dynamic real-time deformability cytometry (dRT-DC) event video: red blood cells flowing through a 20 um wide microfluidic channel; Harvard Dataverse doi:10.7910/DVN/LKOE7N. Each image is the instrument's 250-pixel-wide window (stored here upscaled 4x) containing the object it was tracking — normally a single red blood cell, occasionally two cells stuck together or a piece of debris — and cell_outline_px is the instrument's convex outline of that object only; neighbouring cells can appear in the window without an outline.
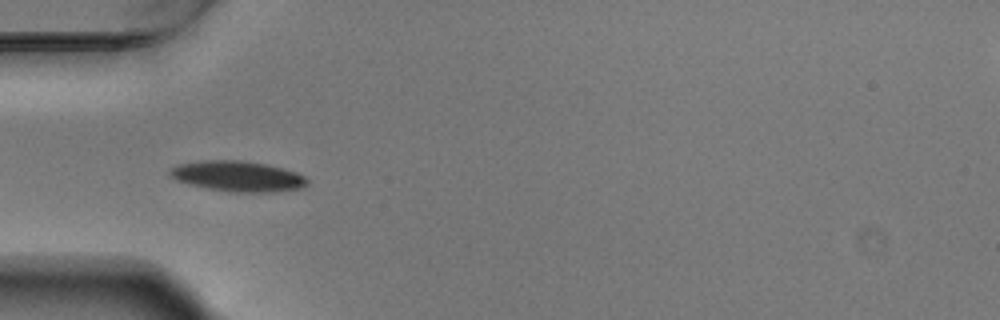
{"species": "Egyptian fruit bat (a non-hibernating species)", "species_latin": "Rousettus aegyptiacus", "temperature_condition": "warm", "stored_images_in_passage": 34, "camera_frame_rate_fps": 3000, "um_per_image_px": 0.085, "animal": {"sex": "male"}, "frame": {"image": 1, "passage_image": 3, "time_ms": 0.667, "image_size_px": [1000, 320], "cell_outline_px": [[308, 184], [300, 188], [272, 192], [232, 192], [208, 188], [188, 184], [176, 180], [168, 176], [168, 172], [176, 164], [200, 160], [240, 160], [264, 164], [296, 172], [304, 176], [308, 180]], "centroid_in_image_um": [20.15, 14.98], "position_along_channel_um": 64.9, "area_um2": 24.39}}
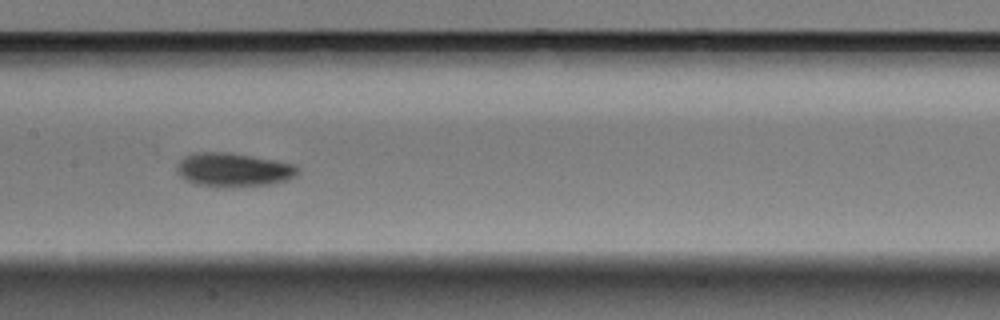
{"frame": {"image": 2, "passage_image": 13, "time_ms": 4.0, "image_size_px": [1000, 320], "cell_outline_px": [[300, 168], [296, 176], [284, 180], [268, 184], [228, 188], [220, 188], [196, 184], [180, 176], [176, 172], [176, 164], [184, 156], [196, 152], [228, 152], [276, 160], [296, 164]], "centroid_in_image_um": [19.82, 14.43], "position_along_channel_um": 187.6, "area_um2": 24.1}}
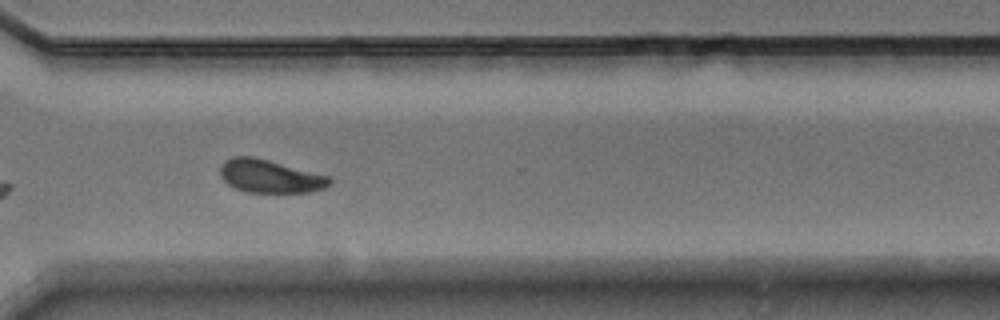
{"frame": {"image": 3, "passage_image": 26, "time_ms": 8.333, "image_size_px": [1000, 320], "cell_outline_px": [[332, 184], [324, 188], [312, 192], [248, 192], [236, 188], [228, 184], [220, 176], [220, 168], [224, 160], [232, 156], [252, 156], [268, 160], [328, 176], [332, 180]], "centroid_in_image_um": [22.93, 14.98], "position_along_channel_um": 347.7, "area_um2": 20.98}, "authors_computed_cell_mechanics": {"area_um2": 22.8599, "velocity_mm_per_s": 3.6977, "shape_relaxation_time_tau1_ms": 2.3424, "shape_relaxation_time_tau2_ms": null, "deformation_change_tau1": 0.1075, "deformation_change_tau2": null}}